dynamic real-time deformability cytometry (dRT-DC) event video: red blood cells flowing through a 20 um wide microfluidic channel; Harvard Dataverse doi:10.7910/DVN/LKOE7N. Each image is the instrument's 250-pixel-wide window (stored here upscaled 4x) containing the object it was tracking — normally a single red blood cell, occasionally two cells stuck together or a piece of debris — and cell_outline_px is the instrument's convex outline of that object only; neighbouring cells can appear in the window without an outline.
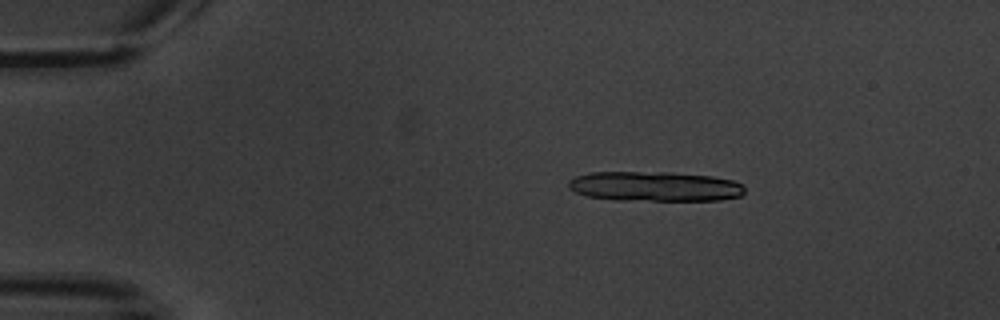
{"species": "common noctule bat (a hibernating species)", "species_latin": "Nyctalus noctula", "temperature_condition": "warm", "stored_images_in_passage": 5, "camera_frame_rate_fps": 3000, "um_per_image_px": 0.085, "animal": {"sex": "male", "body_mass_g": 20.1, "forearm_length_mm": 53.5}, "frame": {"image": 1, "passage_image": 3, "time_ms": 2.333, "image_size_px": [1000, 320], "cell_outline_px": [[744, 192], [740, 196], [720, 200], [616, 200], [588, 196], [576, 192], [568, 188], [568, 180], [576, 176], [592, 172], [672, 172], [712, 176], [732, 180], [744, 184]], "centroid_in_image_um": [55.67, 15.84], "position_along_channel_um": 29.3, "area_um2": 30.75}}